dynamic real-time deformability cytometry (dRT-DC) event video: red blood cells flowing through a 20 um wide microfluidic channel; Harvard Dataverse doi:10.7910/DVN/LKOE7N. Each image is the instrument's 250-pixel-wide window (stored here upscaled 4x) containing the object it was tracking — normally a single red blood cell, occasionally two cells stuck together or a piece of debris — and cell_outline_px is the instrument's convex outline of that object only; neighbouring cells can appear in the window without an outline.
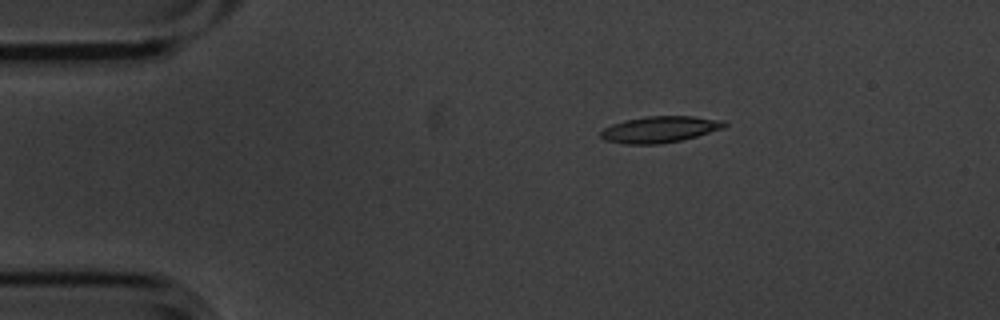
{"species": "common noctule bat (a hibernating species)", "species_latin": "Nyctalus noctula", "temperature_condition": "cold", "stored_images_in_passage": 11, "camera_frame_rate_fps": 3000, "um_per_image_px": 0.085, "animal": {"sex": "male", "body_mass_g": 20.1, "forearm_length_mm": 53.5}, "frame": {"image": 1, "passage_image": 3, "time_ms": 0.667, "image_size_px": [1000, 320], "cell_outline_px": [[728, 124], [724, 128], [696, 136], [680, 140], [660, 144], [624, 144], [604, 140], [600, 136], [600, 132], [604, 128], [612, 124], [624, 120], [648, 116], [692, 116], [724, 120]], "centroid_in_image_um": [56.07, 10.99], "position_along_channel_um": 28.9, "area_um2": 19.02}}
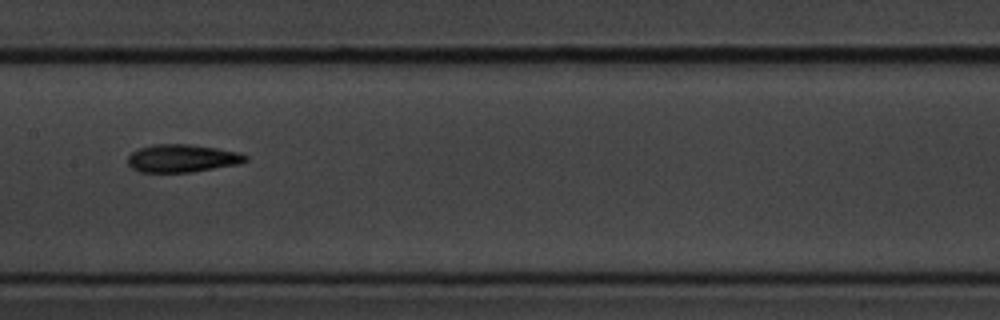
{"frame": {"image": 2, "passage_image": 8, "time_ms": 2.333, "image_size_px": [1000, 320], "cell_outline_px": [[248, 160], [240, 164], [192, 172], [140, 172], [132, 168], [128, 164], [128, 156], [132, 152], [140, 148], [152, 144], [188, 144], [216, 148], [240, 152], [248, 156]], "centroid_in_image_um": [15.51, 13.46], "position_along_channel_um": 191.9, "area_um2": 19.19}}
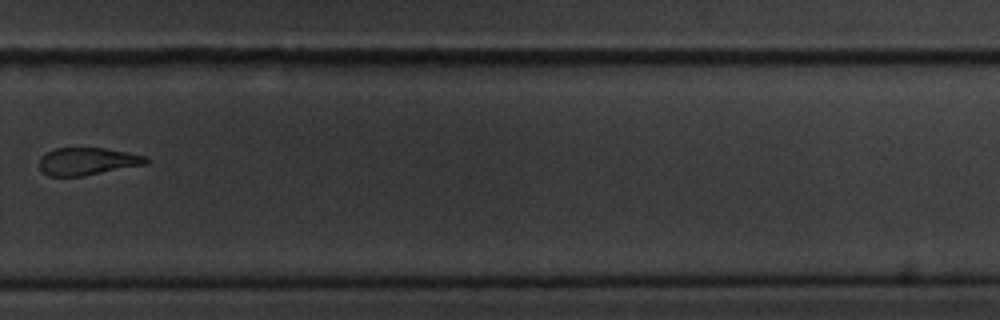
{"frame": {"image": 3, "passage_image": 11, "time_ms": 3.333, "image_size_px": [1000, 320], "cell_outline_px": [[148, 164], [84, 176], [48, 176], [40, 168], [40, 156], [56, 148], [104, 148], [128, 152], [144, 156], [148, 160]], "centroid_in_image_um": [7.44, 13.72], "position_along_channel_um": 322.4, "area_um2": 17.05}}